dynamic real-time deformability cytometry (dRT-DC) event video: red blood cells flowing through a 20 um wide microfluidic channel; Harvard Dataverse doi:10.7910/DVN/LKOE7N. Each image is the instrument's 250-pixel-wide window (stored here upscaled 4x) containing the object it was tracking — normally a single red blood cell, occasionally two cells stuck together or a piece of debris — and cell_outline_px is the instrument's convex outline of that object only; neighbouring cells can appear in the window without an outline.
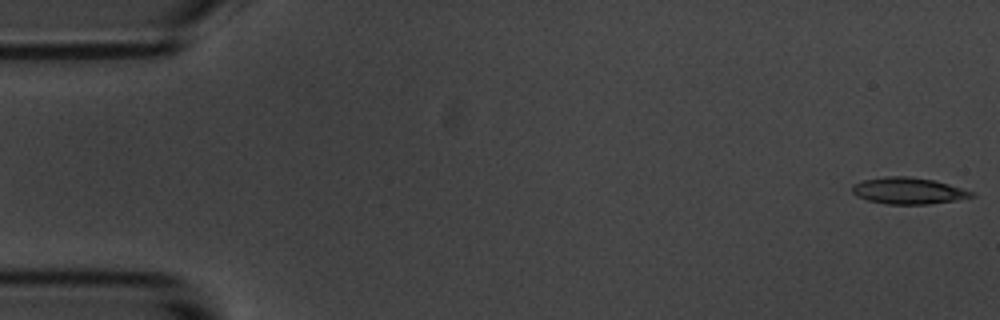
{"species": "common noctule bat (a hibernating species)", "species_latin": "Nyctalus noctula", "temperature_condition": "room temperature", "stored_images_in_passage": 55, "camera_frame_rate_fps": 3000, "um_per_image_px": 0.085, "animal": {"sex": "male", "body_mass_g": 20.1, "forearm_length_mm": 53.5}, "frame": {"image": 1, "passage_image": 1, "time_ms": 0.0, "image_size_px": [1000, 320], "cell_outline_px": [[976, 196], [956, 200], [928, 204], [888, 204], [868, 200], [856, 196], [852, 192], [852, 184], [864, 180], [888, 176], [908, 176], [932, 180], [948, 184], [976, 192]], "centroid_in_image_um": [77.22, 16.22], "position_along_channel_um": 7.8, "area_um2": 18.38}}
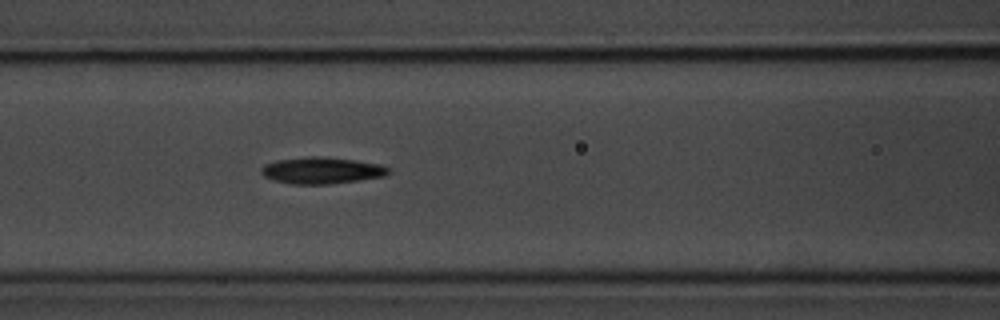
{"frame": {"image": 2, "passage_image": 23, "time_ms": 7.333, "image_size_px": [1000, 320], "cell_outline_px": [[392, 172], [384, 176], [360, 180], [328, 184], [288, 184], [264, 176], [260, 172], [260, 168], [264, 164], [276, 160], [312, 156], [320, 156], [356, 160], [380, 164], [392, 168]], "centroid_in_image_um": [27.37, 14.48], "position_along_channel_um": 139.2, "area_um2": 19.88}}
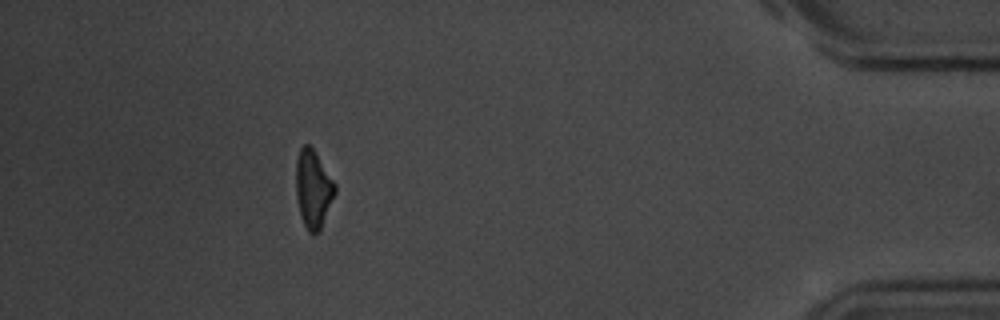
{"frame": {"image": 3, "passage_image": 50, "time_ms": 16.333, "image_size_px": [1000, 320], "cell_outline_px": [[336, 192], [320, 228], [316, 232], [308, 232], [300, 216], [296, 196], [296, 160], [300, 148], [304, 144], [308, 144], [312, 148], [336, 184]], "centroid_in_image_um": [26.6, 16.04], "position_along_channel_um": 408.6, "area_um2": 17.4}, "authors_computed_cell_mechanics": {"area_um2": 18.6116, "velocity_mm_per_s": 3.605, "shape_relaxation_time_tau1_ms": 4.6131, "shape_relaxation_time_tau2_ms": null, "deformation_change_tau1": 0.1327, "deformation_change_tau2": null}}